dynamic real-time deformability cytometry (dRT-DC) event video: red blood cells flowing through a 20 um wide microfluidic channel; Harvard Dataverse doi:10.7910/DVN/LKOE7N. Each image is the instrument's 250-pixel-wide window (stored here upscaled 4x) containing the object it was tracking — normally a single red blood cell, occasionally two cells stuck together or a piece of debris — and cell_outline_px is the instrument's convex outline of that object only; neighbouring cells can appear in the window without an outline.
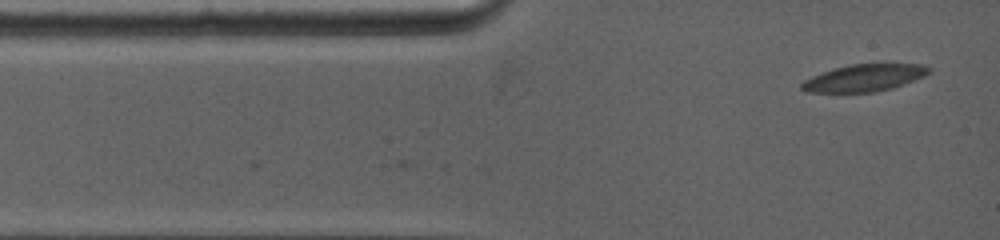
{"species": "common noctule bat (a hibernating species)", "species_latin": "Nyctalus noctula", "temperature_condition": "warm", "stored_images_in_passage": 2, "camera_frame_rate_fps": 5000, "um_per_image_px": 0.085, "animal": {"sex": "female", "body_mass_g": 19.0, "forearm_length_mm": 53.3}, "frame": {"image": 1, "passage_image": 2, "time_ms": 1.2, "image_size_px": [1000, 240], "cell_outline_px": [[932, 72], [924, 76], [892, 88], [876, 92], [808, 92], [800, 88], [800, 84], [804, 80], [812, 76], [848, 64], [924, 64], [932, 68]], "centroid_in_image_um": [73.49, 6.61], "position_along_channel_um": 11.5, "area_um2": 20.0}}